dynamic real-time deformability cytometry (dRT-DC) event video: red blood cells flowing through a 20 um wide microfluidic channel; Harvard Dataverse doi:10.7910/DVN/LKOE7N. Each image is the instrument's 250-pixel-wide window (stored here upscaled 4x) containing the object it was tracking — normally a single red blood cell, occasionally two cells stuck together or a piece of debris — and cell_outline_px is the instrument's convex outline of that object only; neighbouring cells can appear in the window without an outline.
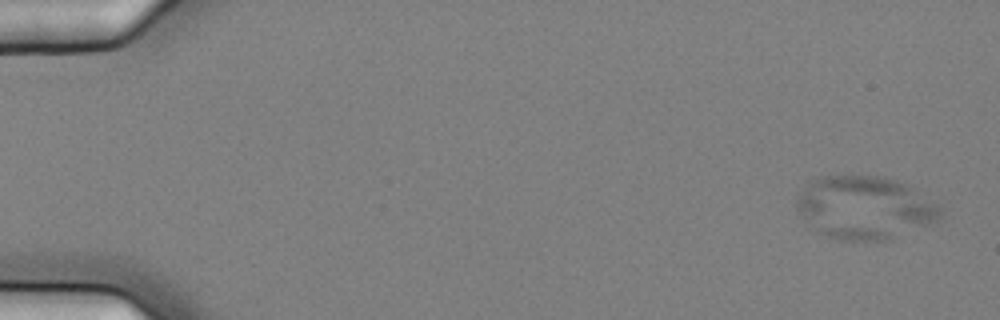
{"species": "common noctule bat (a hibernating species)", "species_latin": "Nyctalus noctula", "temperature_condition": "cold", "stored_images_in_passage": 5, "camera_frame_rate_fps": 3000, "um_per_image_px": 0.085, "animal": {"sex": "female", "body_mass_g": 25.1}, "frame": {"image": 1, "passage_image": 1, "time_ms": 0.0, "image_size_px": [1000, 320], "cell_outline_px": [[944, 212], [936, 220], [888, 240], [840, 240], [824, 236], [816, 232], [812, 228], [796, 208], [796, 200], [804, 188], [812, 180], [820, 176], [884, 176], [896, 180], [912, 188], [936, 204]], "centroid_in_image_um": [73.45, 17.65], "position_along_channel_um": 11.6, "area_um2": 52.14}}